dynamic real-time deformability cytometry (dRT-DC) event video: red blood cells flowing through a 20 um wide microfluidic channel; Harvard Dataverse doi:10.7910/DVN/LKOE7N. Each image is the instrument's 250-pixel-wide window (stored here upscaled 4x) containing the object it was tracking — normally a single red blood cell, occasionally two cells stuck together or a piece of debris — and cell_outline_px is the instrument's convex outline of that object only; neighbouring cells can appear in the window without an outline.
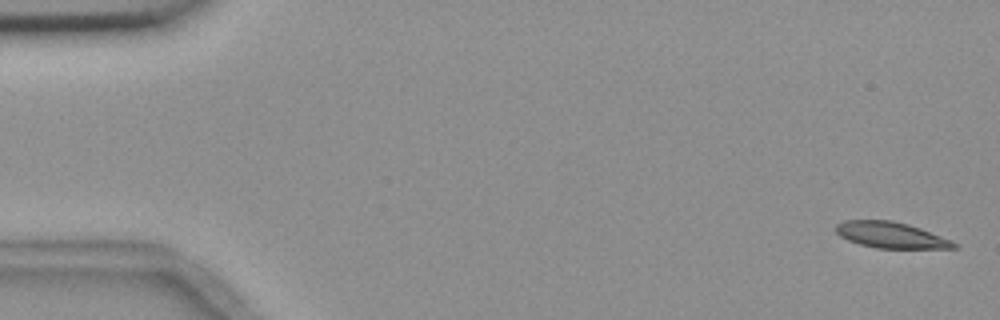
{"species": "common noctule bat (a hibernating species)", "species_latin": "Nyctalus noctula", "temperature_condition": "room temperature", "stored_images_in_passage": 6, "camera_frame_rate_fps": 3000, "um_per_image_px": 0.085, "animal": {"sex": "female", "body_mass_g": 18.4}, "frame": {"image": 1, "passage_image": 1, "time_ms": 0.0, "image_size_px": [1000, 320], "cell_outline_px": [[960, 248], [876, 248], [860, 244], [848, 240], [840, 236], [836, 232], [836, 224], [844, 220], [892, 220], [908, 224], [920, 228], [952, 240]], "centroid_in_image_um": [75.72, 19.97], "position_along_channel_um": 9.3, "area_um2": 17.86}}